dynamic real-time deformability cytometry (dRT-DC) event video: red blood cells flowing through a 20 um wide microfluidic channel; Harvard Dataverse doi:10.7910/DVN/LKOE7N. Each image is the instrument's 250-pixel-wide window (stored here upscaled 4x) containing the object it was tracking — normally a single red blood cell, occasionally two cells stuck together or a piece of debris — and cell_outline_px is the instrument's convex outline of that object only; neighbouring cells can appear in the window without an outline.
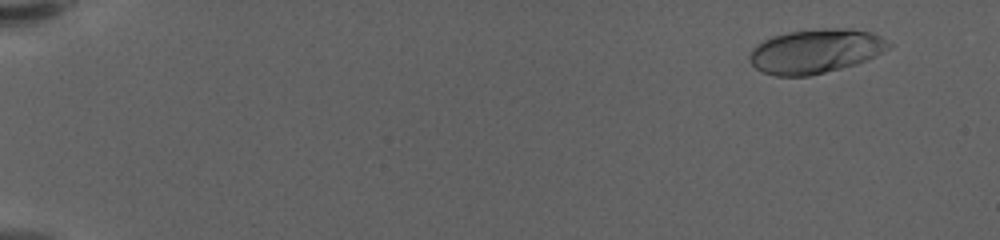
{"species": "human", "species_latin": "Homo sapiens", "temperature_condition": "warm", "stored_images_in_passage": 34, "camera_frame_rate_fps": 3000, "um_per_image_px": 0.085, "donor": {"sex": "female"}, "frame": {"image": 1, "passage_image": 5, "time_ms": 1.333, "image_size_px": [1000, 240], "cell_outline_px": [[892, 44], [888, 48], [856, 64], [808, 76], [776, 76], [764, 72], [756, 68], [748, 60], [748, 56], [752, 48], [756, 44], [772, 36], [788, 32], [828, 28], [848, 28], [872, 32], [880, 36]], "centroid_in_image_um": [69.27, 4.34], "position_along_channel_um": 15.7, "area_um2": 35.55}}
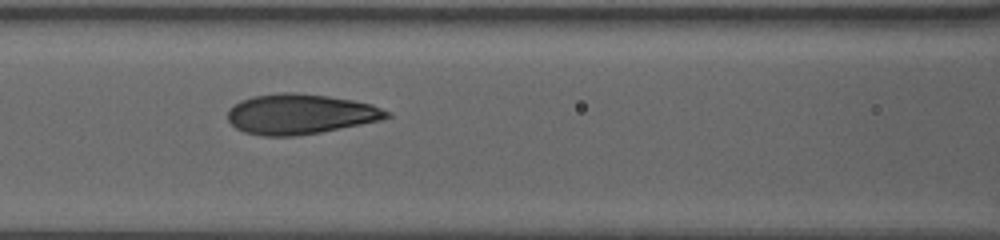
{"frame": {"image": 2, "passage_image": 19, "time_ms": 6.0, "image_size_px": [1000, 240], "cell_outline_px": [[392, 116], [380, 120], [320, 132], [296, 136], [264, 136], [244, 132], [236, 128], [228, 120], [228, 108], [232, 104], [240, 100], [252, 96], [280, 92], [292, 92], [328, 96], [352, 100], [372, 104], [392, 112]], "centroid_in_image_um": [25.5, 9.69], "position_along_channel_um": 141.1, "area_um2": 37.34}}
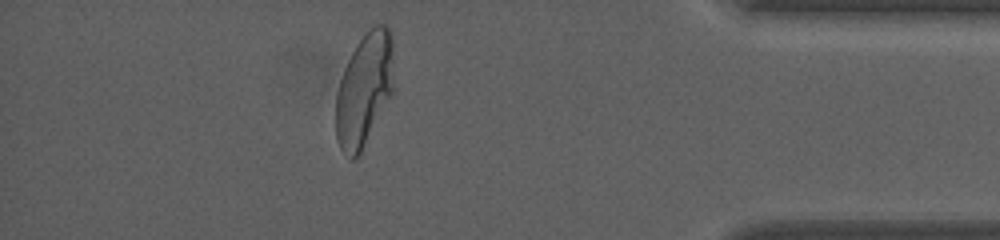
{"frame": {"image": 3, "passage_image": 31, "time_ms": 10.0, "image_size_px": [1000, 240], "cell_outline_px": [[392, 92], [356, 160], [352, 160], [340, 148], [336, 136], [336, 92], [344, 68], [356, 44], [376, 24], [384, 24], [388, 28], [392, 36]], "centroid_in_image_um": [30.93, 7.62], "position_along_channel_um": 404.3, "area_um2": 37.4}}